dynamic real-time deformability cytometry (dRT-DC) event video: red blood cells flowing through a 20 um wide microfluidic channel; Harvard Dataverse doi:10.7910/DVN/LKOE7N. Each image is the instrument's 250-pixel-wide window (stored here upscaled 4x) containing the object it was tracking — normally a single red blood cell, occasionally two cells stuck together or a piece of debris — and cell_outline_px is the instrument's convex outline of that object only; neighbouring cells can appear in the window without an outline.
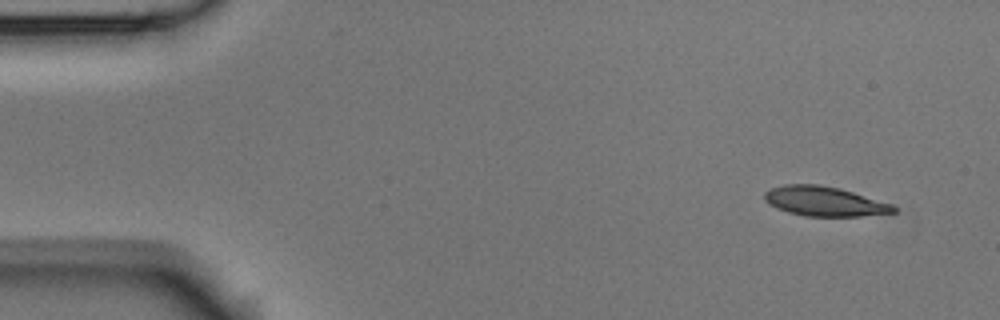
{"species": "Egyptian fruit bat (a non-hibernating species)", "species_latin": "Rousettus aegyptiacus", "temperature_condition": "room temperature", "stored_images_in_passage": 5, "camera_frame_rate_fps": 3000, "um_per_image_px": 0.085, "animal": {"sex": "male"}, "frame": {"image": 1, "passage_image": 1, "time_ms": 0.0, "image_size_px": [1000, 320], "cell_outline_px": [[896, 212], [860, 216], [804, 216], [788, 212], [776, 208], [764, 200], [764, 192], [772, 188], [784, 184], [820, 184], [840, 188], [892, 204], [896, 208]], "centroid_in_image_um": [70.05, 17.11], "position_along_channel_um": 14.9, "area_um2": 22.25}}
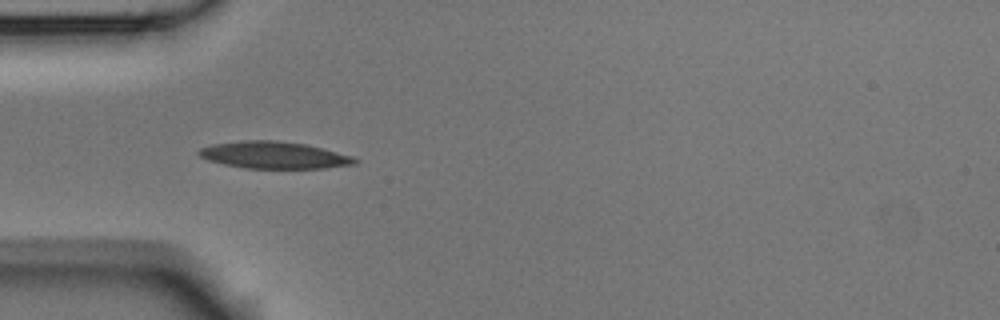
{"frame": {"image": 2, "passage_image": 4, "time_ms": 1.0, "image_size_px": [1000, 320], "cell_outline_px": [[360, 160], [356, 164], [328, 168], [248, 168], [224, 164], [208, 160], [200, 156], [196, 152], [200, 148], [212, 144], [244, 140], [276, 140], [304, 144], [352, 156]], "centroid_in_image_um": [23.29, 13.18], "position_along_channel_um": 61.7, "area_um2": 24.39}}
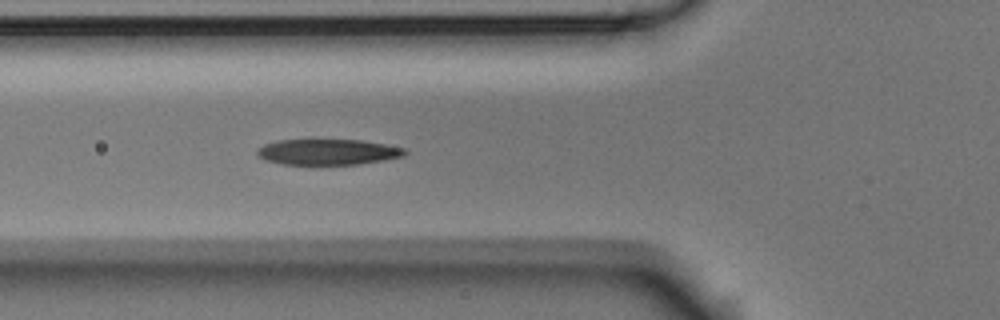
{"frame": {"image": 3, "passage_image": 5, "time_ms": 1.333, "image_size_px": [1000, 320], "cell_outline_px": [[408, 152], [404, 156], [384, 160], [356, 164], [284, 164], [268, 160], [256, 156], [256, 148], [264, 144], [276, 140], [360, 140], [384, 144], [404, 148]], "centroid_in_image_um": [27.84, 12.91], "position_along_channel_um": 98.0, "area_um2": 22.02}}